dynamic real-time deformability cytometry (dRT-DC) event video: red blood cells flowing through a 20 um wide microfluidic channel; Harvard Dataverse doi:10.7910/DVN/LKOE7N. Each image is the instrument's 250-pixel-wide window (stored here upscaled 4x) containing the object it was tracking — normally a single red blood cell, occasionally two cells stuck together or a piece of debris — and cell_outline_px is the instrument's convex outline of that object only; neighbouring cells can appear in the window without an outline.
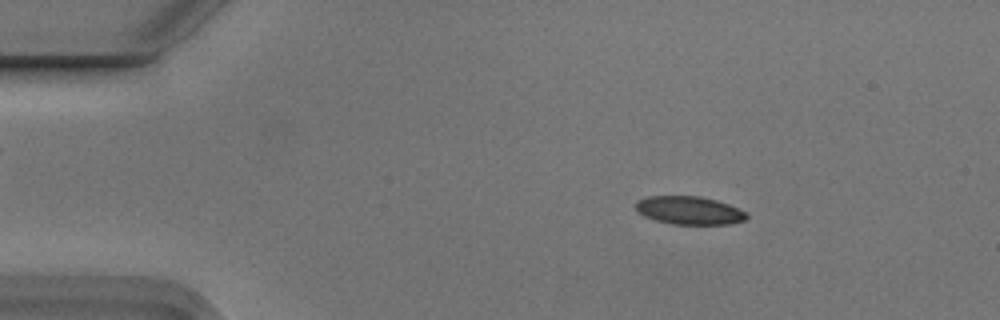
{"species": "Egyptian fruit bat (a non-hibernating species)", "species_latin": "Rousettus aegyptiacus", "temperature_condition": "cold", "stored_images_in_passage": 4, "camera_frame_rate_fps": 3000, "um_per_image_px": 0.085, "animal": {"sex": "male"}, "frame": {"image": 1, "passage_image": 2, "time_ms": 0.333, "image_size_px": [1000, 320], "cell_outline_px": [[748, 216], [744, 220], [728, 224], [672, 224], [656, 220], [644, 216], [636, 212], [636, 200], [648, 196], [700, 196], [716, 200], [728, 204], [744, 212]], "centroid_in_image_um": [58.53, 17.88], "position_along_channel_um": 26.5, "area_um2": 18.09}}